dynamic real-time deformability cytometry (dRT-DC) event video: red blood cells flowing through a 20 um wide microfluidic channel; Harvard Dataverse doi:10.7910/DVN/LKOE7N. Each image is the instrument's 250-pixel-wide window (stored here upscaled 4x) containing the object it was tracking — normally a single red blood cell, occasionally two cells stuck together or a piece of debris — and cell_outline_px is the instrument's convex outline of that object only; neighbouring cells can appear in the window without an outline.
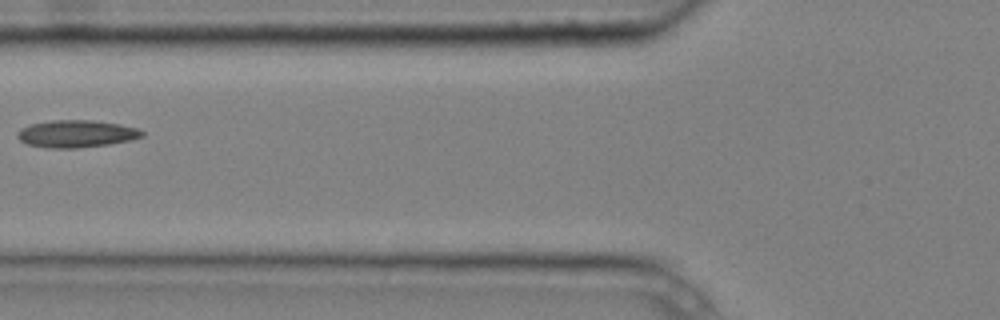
{"species": "common noctule bat (a hibernating species)", "species_latin": "Nyctalus noctula", "temperature_condition": "cold", "stored_images_in_passage": 7, "camera_frame_rate_fps": 3000, "um_per_image_px": 0.085, "animal": {"sex": "male", "body_mass_g": 20.4}, "frame": {"image": 1, "passage_image": 6, "time_ms": 1.667, "image_size_px": [1000, 320], "cell_outline_px": [[144, 136], [132, 140], [108, 144], [76, 148], [48, 148], [28, 144], [20, 140], [16, 136], [20, 128], [32, 124], [52, 120], [92, 120], [120, 124], [136, 128], [144, 132]], "centroid_in_image_um": [6.5, 11.37], "position_along_channel_um": 119.3, "area_um2": 19.77}}
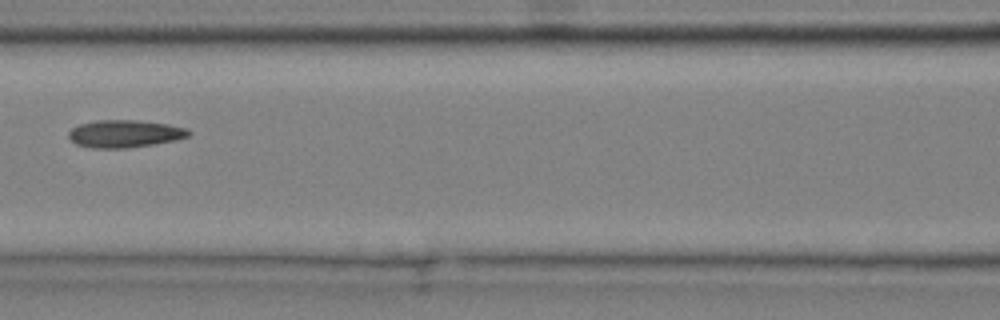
{"frame": {"image": 2, "passage_image": 7, "time_ms": 2.0, "image_size_px": [1000, 320], "cell_outline_px": [[192, 132], [188, 136], [176, 140], [128, 148], [92, 148], [76, 144], [68, 136], [68, 132], [72, 128], [80, 124], [96, 120], [136, 120], [168, 124], [188, 128]], "centroid_in_image_um": [10.61, 11.36], "position_along_channel_um": 156.0, "area_um2": 19.25}}